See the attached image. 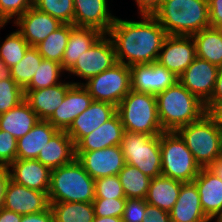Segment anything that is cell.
Returning a JSON list of instances; mask_svg holds the SVG:
<instances>
[{
    "label": "cell",
    "mask_w": 222,
    "mask_h": 222,
    "mask_svg": "<svg viewBox=\"0 0 222 222\" xmlns=\"http://www.w3.org/2000/svg\"><path fill=\"white\" fill-rule=\"evenodd\" d=\"M207 114L215 121L217 126L222 128V102L205 103Z\"/></svg>",
    "instance_id": "obj_48"
},
{
    "label": "cell",
    "mask_w": 222,
    "mask_h": 222,
    "mask_svg": "<svg viewBox=\"0 0 222 222\" xmlns=\"http://www.w3.org/2000/svg\"><path fill=\"white\" fill-rule=\"evenodd\" d=\"M163 0H135L138 6L139 14L153 15L154 12L160 7Z\"/></svg>",
    "instance_id": "obj_46"
},
{
    "label": "cell",
    "mask_w": 222,
    "mask_h": 222,
    "mask_svg": "<svg viewBox=\"0 0 222 222\" xmlns=\"http://www.w3.org/2000/svg\"><path fill=\"white\" fill-rule=\"evenodd\" d=\"M169 213L172 222H211L202 210L194 182L182 183L177 202Z\"/></svg>",
    "instance_id": "obj_23"
},
{
    "label": "cell",
    "mask_w": 222,
    "mask_h": 222,
    "mask_svg": "<svg viewBox=\"0 0 222 222\" xmlns=\"http://www.w3.org/2000/svg\"><path fill=\"white\" fill-rule=\"evenodd\" d=\"M74 25L90 27L107 34L116 17L109 11L108 0H73Z\"/></svg>",
    "instance_id": "obj_18"
},
{
    "label": "cell",
    "mask_w": 222,
    "mask_h": 222,
    "mask_svg": "<svg viewBox=\"0 0 222 222\" xmlns=\"http://www.w3.org/2000/svg\"><path fill=\"white\" fill-rule=\"evenodd\" d=\"M74 26L71 24H62L35 46L43 59L61 64L70 32Z\"/></svg>",
    "instance_id": "obj_31"
},
{
    "label": "cell",
    "mask_w": 222,
    "mask_h": 222,
    "mask_svg": "<svg viewBox=\"0 0 222 222\" xmlns=\"http://www.w3.org/2000/svg\"><path fill=\"white\" fill-rule=\"evenodd\" d=\"M158 117L164 132L201 119L206 113L205 104L179 81L156 95Z\"/></svg>",
    "instance_id": "obj_3"
},
{
    "label": "cell",
    "mask_w": 222,
    "mask_h": 222,
    "mask_svg": "<svg viewBox=\"0 0 222 222\" xmlns=\"http://www.w3.org/2000/svg\"><path fill=\"white\" fill-rule=\"evenodd\" d=\"M24 97V90L14 79L0 80V114L17 106Z\"/></svg>",
    "instance_id": "obj_38"
},
{
    "label": "cell",
    "mask_w": 222,
    "mask_h": 222,
    "mask_svg": "<svg viewBox=\"0 0 222 222\" xmlns=\"http://www.w3.org/2000/svg\"><path fill=\"white\" fill-rule=\"evenodd\" d=\"M219 67L196 57L178 81L204 104L211 98Z\"/></svg>",
    "instance_id": "obj_14"
},
{
    "label": "cell",
    "mask_w": 222,
    "mask_h": 222,
    "mask_svg": "<svg viewBox=\"0 0 222 222\" xmlns=\"http://www.w3.org/2000/svg\"><path fill=\"white\" fill-rule=\"evenodd\" d=\"M42 60L43 57L39 54L38 49L30 46L22 60L10 68L12 78L23 90L30 84Z\"/></svg>",
    "instance_id": "obj_34"
},
{
    "label": "cell",
    "mask_w": 222,
    "mask_h": 222,
    "mask_svg": "<svg viewBox=\"0 0 222 222\" xmlns=\"http://www.w3.org/2000/svg\"><path fill=\"white\" fill-rule=\"evenodd\" d=\"M196 58V44L192 36L167 35L157 62L179 77Z\"/></svg>",
    "instance_id": "obj_11"
},
{
    "label": "cell",
    "mask_w": 222,
    "mask_h": 222,
    "mask_svg": "<svg viewBox=\"0 0 222 222\" xmlns=\"http://www.w3.org/2000/svg\"><path fill=\"white\" fill-rule=\"evenodd\" d=\"M205 215L212 221L222 209V181L208 168H201L193 180Z\"/></svg>",
    "instance_id": "obj_24"
},
{
    "label": "cell",
    "mask_w": 222,
    "mask_h": 222,
    "mask_svg": "<svg viewBox=\"0 0 222 222\" xmlns=\"http://www.w3.org/2000/svg\"><path fill=\"white\" fill-rule=\"evenodd\" d=\"M93 222H122V218L95 216Z\"/></svg>",
    "instance_id": "obj_54"
},
{
    "label": "cell",
    "mask_w": 222,
    "mask_h": 222,
    "mask_svg": "<svg viewBox=\"0 0 222 222\" xmlns=\"http://www.w3.org/2000/svg\"><path fill=\"white\" fill-rule=\"evenodd\" d=\"M95 199H126L118 175L95 179Z\"/></svg>",
    "instance_id": "obj_39"
},
{
    "label": "cell",
    "mask_w": 222,
    "mask_h": 222,
    "mask_svg": "<svg viewBox=\"0 0 222 222\" xmlns=\"http://www.w3.org/2000/svg\"><path fill=\"white\" fill-rule=\"evenodd\" d=\"M208 169L222 181V155H220Z\"/></svg>",
    "instance_id": "obj_52"
},
{
    "label": "cell",
    "mask_w": 222,
    "mask_h": 222,
    "mask_svg": "<svg viewBox=\"0 0 222 222\" xmlns=\"http://www.w3.org/2000/svg\"><path fill=\"white\" fill-rule=\"evenodd\" d=\"M63 72L65 71L62 69L61 64L43 59L38 70L34 73L33 79L25 89H43L55 86L61 83L60 78L61 74H64Z\"/></svg>",
    "instance_id": "obj_35"
},
{
    "label": "cell",
    "mask_w": 222,
    "mask_h": 222,
    "mask_svg": "<svg viewBox=\"0 0 222 222\" xmlns=\"http://www.w3.org/2000/svg\"><path fill=\"white\" fill-rule=\"evenodd\" d=\"M93 102L92 96L82 84H73L63 102L53 112L48 121L58 130H67L74 119Z\"/></svg>",
    "instance_id": "obj_17"
},
{
    "label": "cell",
    "mask_w": 222,
    "mask_h": 222,
    "mask_svg": "<svg viewBox=\"0 0 222 222\" xmlns=\"http://www.w3.org/2000/svg\"><path fill=\"white\" fill-rule=\"evenodd\" d=\"M196 57L222 67V29L208 27L192 35Z\"/></svg>",
    "instance_id": "obj_30"
},
{
    "label": "cell",
    "mask_w": 222,
    "mask_h": 222,
    "mask_svg": "<svg viewBox=\"0 0 222 222\" xmlns=\"http://www.w3.org/2000/svg\"><path fill=\"white\" fill-rule=\"evenodd\" d=\"M211 27L222 29V0H208Z\"/></svg>",
    "instance_id": "obj_45"
},
{
    "label": "cell",
    "mask_w": 222,
    "mask_h": 222,
    "mask_svg": "<svg viewBox=\"0 0 222 222\" xmlns=\"http://www.w3.org/2000/svg\"><path fill=\"white\" fill-rule=\"evenodd\" d=\"M54 222H93L95 213L92 203H50Z\"/></svg>",
    "instance_id": "obj_32"
},
{
    "label": "cell",
    "mask_w": 222,
    "mask_h": 222,
    "mask_svg": "<svg viewBox=\"0 0 222 222\" xmlns=\"http://www.w3.org/2000/svg\"><path fill=\"white\" fill-rule=\"evenodd\" d=\"M75 156V145L65 130H58L46 143L37 160L50 170L71 163Z\"/></svg>",
    "instance_id": "obj_25"
},
{
    "label": "cell",
    "mask_w": 222,
    "mask_h": 222,
    "mask_svg": "<svg viewBox=\"0 0 222 222\" xmlns=\"http://www.w3.org/2000/svg\"><path fill=\"white\" fill-rule=\"evenodd\" d=\"M160 149L162 175L183 183L193 182L201 168L176 131L160 134Z\"/></svg>",
    "instance_id": "obj_7"
},
{
    "label": "cell",
    "mask_w": 222,
    "mask_h": 222,
    "mask_svg": "<svg viewBox=\"0 0 222 222\" xmlns=\"http://www.w3.org/2000/svg\"><path fill=\"white\" fill-rule=\"evenodd\" d=\"M17 139L8 131L0 130V166L8 167L16 160Z\"/></svg>",
    "instance_id": "obj_42"
},
{
    "label": "cell",
    "mask_w": 222,
    "mask_h": 222,
    "mask_svg": "<svg viewBox=\"0 0 222 222\" xmlns=\"http://www.w3.org/2000/svg\"><path fill=\"white\" fill-rule=\"evenodd\" d=\"M142 222H172L170 213L146 202L145 214Z\"/></svg>",
    "instance_id": "obj_44"
},
{
    "label": "cell",
    "mask_w": 222,
    "mask_h": 222,
    "mask_svg": "<svg viewBox=\"0 0 222 222\" xmlns=\"http://www.w3.org/2000/svg\"><path fill=\"white\" fill-rule=\"evenodd\" d=\"M115 113L116 106L93 100L91 105L74 119L66 133L76 145L84 136L97 129Z\"/></svg>",
    "instance_id": "obj_21"
},
{
    "label": "cell",
    "mask_w": 222,
    "mask_h": 222,
    "mask_svg": "<svg viewBox=\"0 0 222 222\" xmlns=\"http://www.w3.org/2000/svg\"><path fill=\"white\" fill-rule=\"evenodd\" d=\"M92 204L95 216L122 218L126 199H94Z\"/></svg>",
    "instance_id": "obj_41"
},
{
    "label": "cell",
    "mask_w": 222,
    "mask_h": 222,
    "mask_svg": "<svg viewBox=\"0 0 222 222\" xmlns=\"http://www.w3.org/2000/svg\"><path fill=\"white\" fill-rule=\"evenodd\" d=\"M50 207L48 194L17 184L10 179L3 208L20 215L39 213Z\"/></svg>",
    "instance_id": "obj_15"
},
{
    "label": "cell",
    "mask_w": 222,
    "mask_h": 222,
    "mask_svg": "<svg viewBox=\"0 0 222 222\" xmlns=\"http://www.w3.org/2000/svg\"><path fill=\"white\" fill-rule=\"evenodd\" d=\"M2 27H5V24L0 25V29H1Z\"/></svg>",
    "instance_id": "obj_57"
},
{
    "label": "cell",
    "mask_w": 222,
    "mask_h": 222,
    "mask_svg": "<svg viewBox=\"0 0 222 222\" xmlns=\"http://www.w3.org/2000/svg\"><path fill=\"white\" fill-rule=\"evenodd\" d=\"M103 34L94 28L74 26L64 50L61 62L62 69L67 72L75 64L79 56L91 48Z\"/></svg>",
    "instance_id": "obj_27"
},
{
    "label": "cell",
    "mask_w": 222,
    "mask_h": 222,
    "mask_svg": "<svg viewBox=\"0 0 222 222\" xmlns=\"http://www.w3.org/2000/svg\"><path fill=\"white\" fill-rule=\"evenodd\" d=\"M140 17V21L116 17L107 33L114 45L117 61L127 66L156 62L167 36L164 28L152 15Z\"/></svg>",
    "instance_id": "obj_1"
},
{
    "label": "cell",
    "mask_w": 222,
    "mask_h": 222,
    "mask_svg": "<svg viewBox=\"0 0 222 222\" xmlns=\"http://www.w3.org/2000/svg\"><path fill=\"white\" fill-rule=\"evenodd\" d=\"M80 84L87 89L93 100L117 107L131 90L130 66L117 62L106 71Z\"/></svg>",
    "instance_id": "obj_9"
},
{
    "label": "cell",
    "mask_w": 222,
    "mask_h": 222,
    "mask_svg": "<svg viewBox=\"0 0 222 222\" xmlns=\"http://www.w3.org/2000/svg\"><path fill=\"white\" fill-rule=\"evenodd\" d=\"M214 219L216 220L215 222H222V209Z\"/></svg>",
    "instance_id": "obj_55"
},
{
    "label": "cell",
    "mask_w": 222,
    "mask_h": 222,
    "mask_svg": "<svg viewBox=\"0 0 222 222\" xmlns=\"http://www.w3.org/2000/svg\"><path fill=\"white\" fill-rule=\"evenodd\" d=\"M124 126L116 112L110 119L97 129L84 136L76 145L75 152L94 151L106 147L121 145Z\"/></svg>",
    "instance_id": "obj_22"
},
{
    "label": "cell",
    "mask_w": 222,
    "mask_h": 222,
    "mask_svg": "<svg viewBox=\"0 0 222 222\" xmlns=\"http://www.w3.org/2000/svg\"><path fill=\"white\" fill-rule=\"evenodd\" d=\"M38 121L37 114L24 99L14 108L0 114V130L8 131L18 140L26 135Z\"/></svg>",
    "instance_id": "obj_28"
},
{
    "label": "cell",
    "mask_w": 222,
    "mask_h": 222,
    "mask_svg": "<svg viewBox=\"0 0 222 222\" xmlns=\"http://www.w3.org/2000/svg\"><path fill=\"white\" fill-rule=\"evenodd\" d=\"M124 130L151 136L163 133L158 117L156 95L150 93L130 92L117 105Z\"/></svg>",
    "instance_id": "obj_5"
},
{
    "label": "cell",
    "mask_w": 222,
    "mask_h": 222,
    "mask_svg": "<svg viewBox=\"0 0 222 222\" xmlns=\"http://www.w3.org/2000/svg\"><path fill=\"white\" fill-rule=\"evenodd\" d=\"M131 89L157 95L178 81V77L159 62L130 66Z\"/></svg>",
    "instance_id": "obj_13"
},
{
    "label": "cell",
    "mask_w": 222,
    "mask_h": 222,
    "mask_svg": "<svg viewBox=\"0 0 222 222\" xmlns=\"http://www.w3.org/2000/svg\"><path fill=\"white\" fill-rule=\"evenodd\" d=\"M21 222H54V216L49 207L47 210L39 213L23 215Z\"/></svg>",
    "instance_id": "obj_47"
},
{
    "label": "cell",
    "mask_w": 222,
    "mask_h": 222,
    "mask_svg": "<svg viewBox=\"0 0 222 222\" xmlns=\"http://www.w3.org/2000/svg\"><path fill=\"white\" fill-rule=\"evenodd\" d=\"M57 131L48 120H39L26 135L17 140L16 159H37L40 150Z\"/></svg>",
    "instance_id": "obj_26"
},
{
    "label": "cell",
    "mask_w": 222,
    "mask_h": 222,
    "mask_svg": "<svg viewBox=\"0 0 222 222\" xmlns=\"http://www.w3.org/2000/svg\"><path fill=\"white\" fill-rule=\"evenodd\" d=\"M152 16L172 36H192L211 27L208 0H163Z\"/></svg>",
    "instance_id": "obj_2"
},
{
    "label": "cell",
    "mask_w": 222,
    "mask_h": 222,
    "mask_svg": "<svg viewBox=\"0 0 222 222\" xmlns=\"http://www.w3.org/2000/svg\"><path fill=\"white\" fill-rule=\"evenodd\" d=\"M8 168L15 183L48 194L51 170L37 159H16Z\"/></svg>",
    "instance_id": "obj_19"
},
{
    "label": "cell",
    "mask_w": 222,
    "mask_h": 222,
    "mask_svg": "<svg viewBox=\"0 0 222 222\" xmlns=\"http://www.w3.org/2000/svg\"><path fill=\"white\" fill-rule=\"evenodd\" d=\"M22 215L5 208L0 209V222H21Z\"/></svg>",
    "instance_id": "obj_51"
},
{
    "label": "cell",
    "mask_w": 222,
    "mask_h": 222,
    "mask_svg": "<svg viewBox=\"0 0 222 222\" xmlns=\"http://www.w3.org/2000/svg\"><path fill=\"white\" fill-rule=\"evenodd\" d=\"M75 156L94 180L118 175L126 164L120 145L94 151L75 152Z\"/></svg>",
    "instance_id": "obj_12"
},
{
    "label": "cell",
    "mask_w": 222,
    "mask_h": 222,
    "mask_svg": "<svg viewBox=\"0 0 222 222\" xmlns=\"http://www.w3.org/2000/svg\"><path fill=\"white\" fill-rule=\"evenodd\" d=\"M49 203L86 202L95 199V180L75 158L71 163L51 170Z\"/></svg>",
    "instance_id": "obj_4"
},
{
    "label": "cell",
    "mask_w": 222,
    "mask_h": 222,
    "mask_svg": "<svg viewBox=\"0 0 222 222\" xmlns=\"http://www.w3.org/2000/svg\"><path fill=\"white\" fill-rule=\"evenodd\" d=\"M4 79H13V78L10 67H8L2 59H0V80Z\"/></svg>",
    "instance_id": "obj_53"
},
{
    "label": "cell",
    "mask_w": 222,
    "mask_h": 222,
    "mask_svg": "<svg viewBox=\"0 0 222 222\" xmlns=\"http://www.w3.org/2000/svg\"><path fill=\"white\" fill-rule=\"evenodd\" d=\"M10 179L9 168L6 166H0V209L3 208L6 188Z\"/></svg>",
    "instance_id": "obj_49"
},
{
    "label": "cell",
    "mask_w": 222,
    "mask_h": 222,
    "mask_svg": "<svg viewBox=\"0 0 222 222\" xmlns=\"http://www.w3.org/2000/svg\"><path fill=\"white\" fill-rule=\"evenodd\" d=\"M80 82H61L43 89H24V99L37 114L39 120H48L53 112L61 105L68 89Z\"/></svg>",
    "instance_id": "obj_20"
},
{
    "label": "cell",
    "mask_w": 222,
    "mask_h": 222,
    "mask_svg": "<svg viewBox=\"0 0 222 222\" xmlns=\"http://www.w3.org/2000/svg\"><path fill=\"white\" fill-rule=\"evenodd\" d=\"M182 183L163 175L152 178L145 201L149 205L170 212L177 202Z\"/></svg>",
    "instance_id": "obj_29"
},
{
    "label": "cell",
    "mask_w": 222,
    "mask_h": 222,
    "mask_svg": "<svg viewBox=\"0 0 222 222\" xmlns=\"http://www.w3.org/2000/svg\"><path fill=\"white\" fill-rule=\"evenodd\" d=\"M220 131H221V145H222V128L220 129Z\"/></svg>",
    "instance_id": "obj_56"
},
{
    "label": "cell",
    "mask_w": 222,
    "mask_h": 222,
    "mask_svg": "<svg viewBox=\"0 0 222 222\" xmlns=\"http://www.w3.org/2000/svg\"><path fill=\"white\" fill-rule=\"evenodd\" d=\"M176 132L185 141L200 168H208L222 155L220 128L207 113L198 121L180 127Z\"/></svg>",
    "instance_id": "obj_6"
},
{
    "label": "cell",
    "mask_w": 222,
    "mask_h": 222,
    "mask_svg": "<svg viewBox=\"0 0 222 222\" xmlns=\"http://www.w3.org/2000/svg\"><path fill=\"white\" fill-rule=\"evenodd\" d=\"M218 102H222V67L219 68L213 94L206 103Z\"/></svg>",
    "instance_id": "obj_50"
},
{
    "label": "cell",
    "mask_w": 222,
    "mask_h": 222,
    "mask_svg": "<svg viewBox=\"0 0 222 222\" xmlns=\"http://www.w3.org/2000/svg\"><path fill=\"white\" fill-rule=\"evenodd\" d=\"M112 40L103 34L87 51L83 52L75 64L67 71L87 81L117 63Z\"/></svg>",
    "instance_id": "obj_10"
},
{
    "label": "cell",
    "mask_w": 222,
    "mask_h": 222,
    "mask_svg": "<svg viewBox=\"0 0 222 222\" xmlns=\"http://www.w3.org/2000/svg\"><path fill=\"white\" fill-rule=\"evenodd\" d=\"M13 24L30 46H36L62 23L51 15L39 11L34 6L26 10Z\"/></svg>",
    "instance_id": "obj_16"
},
{
    "label": "cell",
    "mask_w": 222,
    "mask_h": 222,
    "mask_svg": "<svg viewBox=\"0 0 222 222\" xmlns=\"http://www.w3.org/2000/svg\"><path fill=\"white\" fill-rule=\"evenodd\" d=\"M34 7L58 19L62 24L74 25L73 0H34Z\"/></svg>",
    "instance_id": "obj_37"
},
{
    "label": "cell",
    "mask_w": 222,
    "mask_h": 222,
    "mask_svg": "<svg viewBox=\"0 0 222 222\" xmlns=\"http://www.w3.org/2000/svg\"><path fill=\"white\" fill-rule=\"evenodd\" d=\"M34 6V0H0V25L16 20Z\"/></svg>",
    "instance_id": "obj_40"
},
{
    "label": "cell",
    "mask_w": 222,
    "mask_h": 222,
    "mask_svg": "<svg viewBox=\"0 0 222 222\" xmlns=\"http://www.w3.org/2000/svg\"><path fill=\"white\" fill-rule=\"evenodd\" d=\"M145 209V199H126L122 222H142Z\"/></svg>",
    "instance_id": "obj_43"
},
{
    "label": "cell",
    "mask_w": 222,
    "mask_h": 222,
    "mask_svg": "<svg viewBox=\"0 0 222 222\" xmlns=\"http://www.w3.org/2000/svg\"><path fill=\"white\" fill-rule=\"evenodd\" d=\"M126 199H145L151 178L130 164L118 173Z\"/></svg>",
    "instance_id": "obj_33"
},
{
    "label": "cell",
    "mask_w": 222,
    "mask_h": 222,
    "mask_svg": "<svg viewBox=\"0 0 222 222\" xmlns=\"http://www.w3.org/2000/svg\"><path fill=\"white\" fill-rule=\"evenodd\" d=\"M29 47L28 42L16 29V31L7 35L6 39L0 44V59L11 68L22 60Z\"/></svg>",
    "instance_id": "obj_36"
},
{
    "label": "cell",
    "mask_w": 222,
    "mask_h": 222,
    "mask_svg": "<svg viewBox=\"0 0 222 222\" xmlns=\"http://www.w3.org/2000/svg\"><path fill=\"white\" fill-rule=\"evenodd\" d=\"M120 146L125 163L135 166L151 179L162 175L160 135L125 131Z\"/></svg>",
    "instance_id": "obj_8"
}]
</instances>
